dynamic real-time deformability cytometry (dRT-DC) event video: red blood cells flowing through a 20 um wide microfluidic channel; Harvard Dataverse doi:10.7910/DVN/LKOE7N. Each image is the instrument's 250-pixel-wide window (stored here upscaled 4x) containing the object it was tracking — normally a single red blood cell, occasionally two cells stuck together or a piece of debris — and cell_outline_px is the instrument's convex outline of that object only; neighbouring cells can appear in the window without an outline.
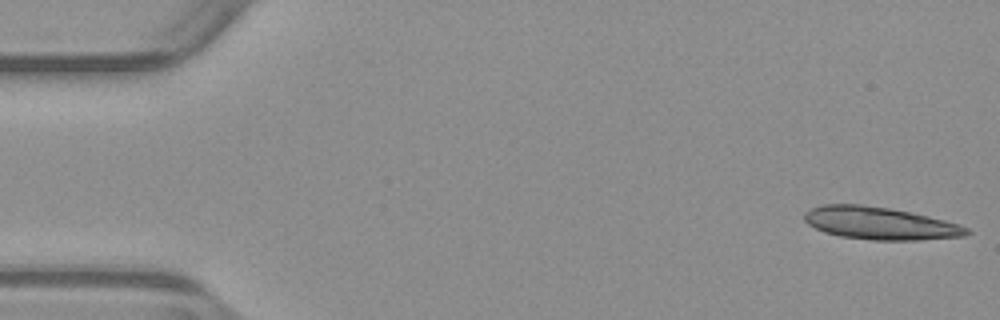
{"species": "common noctule bat (a hibernating species)", "species_latin": "Nyctalus noctula", "temperature_condition": "warm", "stored_images_in_passage": 35, "camera_frame_rate_fps": 3000, "um_per_image_px": 0.085, "animal": {"sex": "male", "body_mass_g": 23.1, "forearm_length_mm": 52.7}, "frame": {"image": 1, "passage_image": 1, "time_ms": 0.0, "image_size_px": [1000, 320], "cell_outline_px": [[972, 232], [964, 236], [916, 240], [872, 240], [840, 236], [824, 232], [808, 224], [804, 220], [804, 212], [812, 208], [824, 204], [860, 204], [888, 208], [928, 216], [960, 224], [968, 228]], "centroid_in_image_um": [74.79, 18.98], "position_along_channel_um": 10.2, "area_um2": 30.63}}
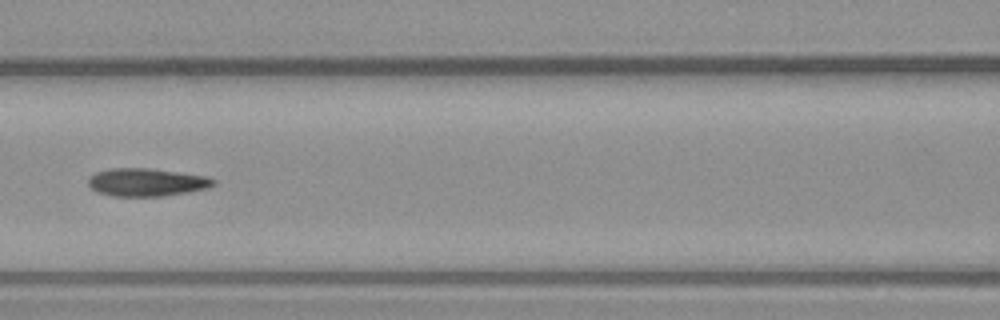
{"frame": {"image": 2, "passage_image": 23, "time_ms": 7.333, "image_size_px": [1000, 320], "cell_outline_px": [[216, 184], [208, 188], [164, 196], [112, 196], [100, 192], [92, 188], [88, 184], [88, 180], [96, 172], [112, 168], [144, 168], [208, 176], [216, 180]], "centroid_in_image_um": [12.49, 15.49], "position_along_channel_um": 154.1, "area_um2": 20.11}}
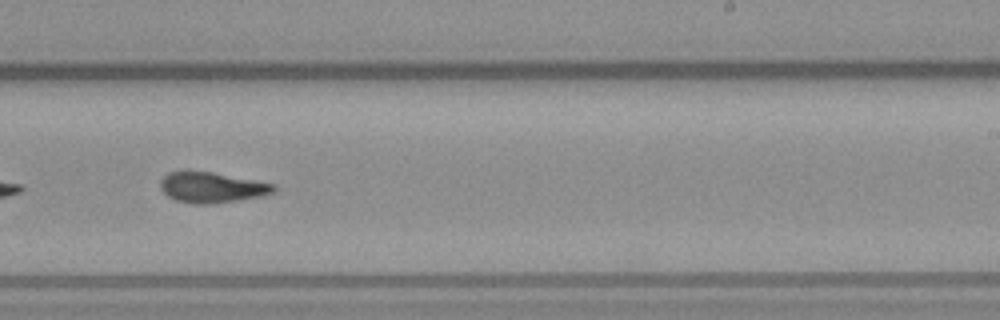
{"frame": {"image": 3, "passage_image": 32, "time_ms": 10.333, "image_size_px": [1000, 320], "cell_outline_px": [[276, 192], [264, 196], [216, 204], [196, 204], [176, 200], [168, 196], [160, 188], [160, 180], [168, 172], [184, 168], [188, 168], [212, 172], [276, 184]], "centroid_in_image_um": [17.99, 15.9], "position_along_channel_um": 271.0, "area_um2": 20.92}}